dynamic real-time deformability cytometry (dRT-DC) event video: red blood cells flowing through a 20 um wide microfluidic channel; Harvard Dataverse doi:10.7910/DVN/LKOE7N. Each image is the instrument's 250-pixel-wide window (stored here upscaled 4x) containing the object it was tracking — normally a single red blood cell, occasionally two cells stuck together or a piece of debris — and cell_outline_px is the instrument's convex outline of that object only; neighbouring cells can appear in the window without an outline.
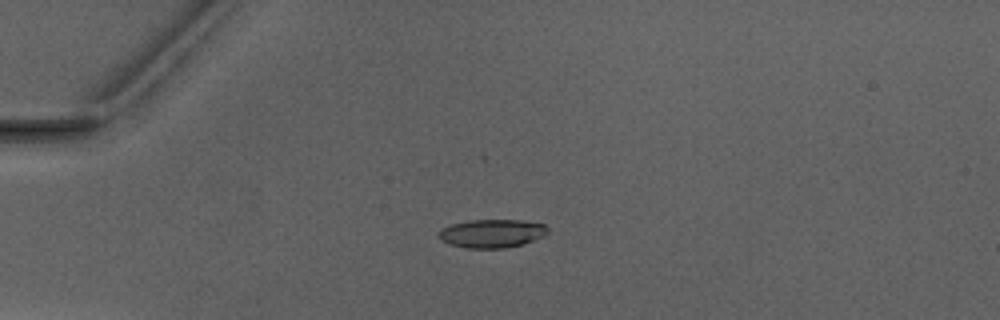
{"species": "Egyptian fruit bat (a non-hibernating species)", "species_latin": "Rousettus aegyptiacus", "temperature_condition": "warm", "stored_images_in_passage": 4, "camera_frame_rate_fps": 3000, "um_per_image_px": 0.085, "animal": {"sex": "male"}, "frame": {"image": 1, "passage_image": 1, "time_ms": 0.0, "image_size_px": [1000, 320], "cell_outline_px": [[548, 232], [544, 236], [524, 244], [504, 248], [464, 248], [448, 244], [440, 240], [436, 236], [436, 232], [440, 228], [452, 224], [468, 220], [520, 220], [544, 224], [548, 228]], "centroid_in_image_um": [41.75, 19.85], "position_along_channel_um": 43.2, "area_um2": 18.38}}
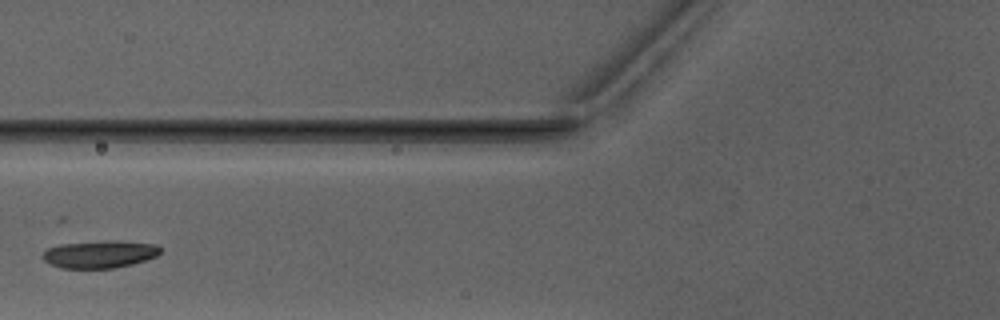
{"frame": {"image": 2, "passage_image": 3, "time_ms": 2.667, "image_size_px": [1000, 320], "cell_outline_px": [[164, 248], [156, 256], [132, 264], [112, 268], [60, 268], [48, 264], [44, 260], [44, 252], [48, 248], [60, 244], [112, 240], [116, 240], [156, 244]], "centroid_in_image_um": [8.5, 21.6], "position_along_channel_um": 117.3, "area_um2": 18.84}}
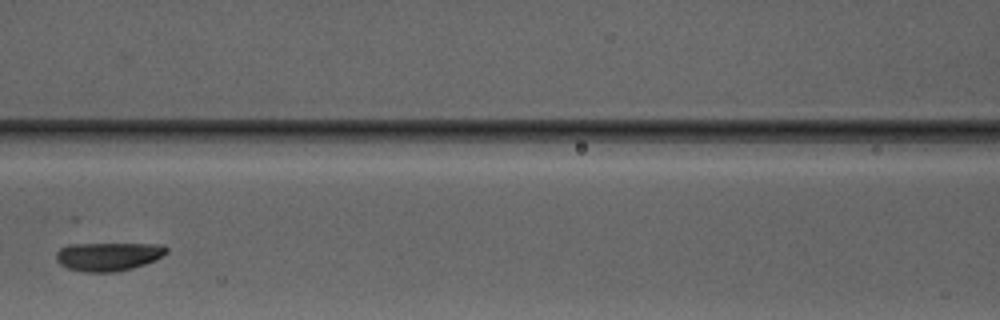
{"frame": {"image": 3, "passage_image": 4, "time_ms": 3.667, "image_size_px": [1000, 320], "cell_outline_px": [[168, 252], [144, 264], [132, 268], [116, 272], [84, 272], [68, 268], [60, 264], [56, 260], [56, 252], [60, 248], [68, 244], [164, 244], [168, 248]], "centroid_in_image_um": [9.17, 21.79], "position_along_channel_um": 157.4, "area_um2": 18.26}}